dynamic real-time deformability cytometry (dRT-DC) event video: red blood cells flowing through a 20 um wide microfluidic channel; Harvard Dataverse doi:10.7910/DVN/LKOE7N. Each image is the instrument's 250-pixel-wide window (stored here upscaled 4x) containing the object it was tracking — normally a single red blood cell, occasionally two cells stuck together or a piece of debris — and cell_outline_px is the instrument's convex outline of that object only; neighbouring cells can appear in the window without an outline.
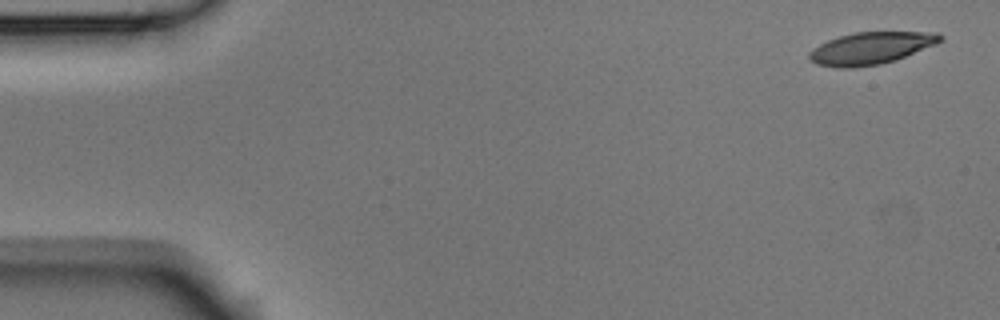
{"species": "Egyptian fruit bat (a non-hibernating species)", "species_latin": "Rousettus aegyptiacus", "temperature_condition": "room temperature", "stored_images_in_passage": 4, "camera_frame_rate_fps": 3000, "um_per_image_px": 0.085, "animal": {"sex": "male"}, "frame": {"image": 1, "passage_image": 1, "time_ms": 0.0, "image_size_px": [1000, 320], "cell_outline_px": [[944, 40], [936, 44], [896, 60], [880, 64], [852, 68], [840, 68], [816, 64], [808, 56], [808, 52], [812, 48], [828, 40], [840, 36], [856, 32], [940, 32], [944, 36]], "centroid_in_image_um": [74.06, 4.09], "position_along_channel_um": 10.9, "area_um2": 24.62}}
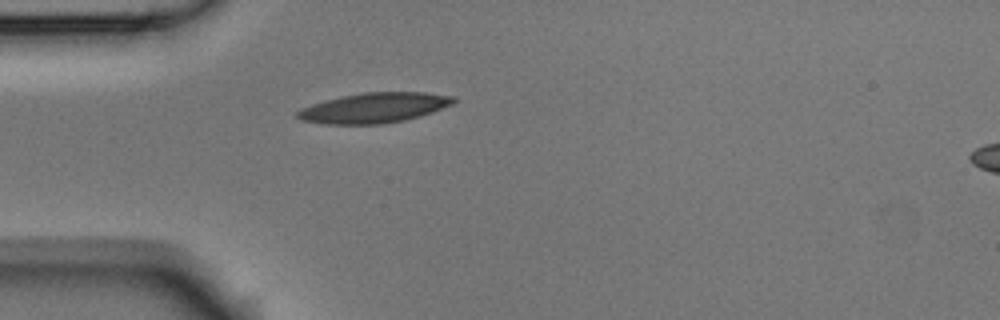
{"frame": {"image": 2, "passage_image": 4, "time_ms": 1.0, "image_size_px": [1000, 320], "cell_outline_px": [[456, 100], [452, 104], [432, 112], [420, 116], [404, 120], [380, 124], [324, 124], [300, 120], [296, 116], [296, 112], [300, 108], [312, 104], [344, 96], [364, 92], [424, 92], [456, 96]], "centroid_in_image_um": [31.81, 9.16], "position_along_channel_um": 53.2, "area_um2": 27.28}}